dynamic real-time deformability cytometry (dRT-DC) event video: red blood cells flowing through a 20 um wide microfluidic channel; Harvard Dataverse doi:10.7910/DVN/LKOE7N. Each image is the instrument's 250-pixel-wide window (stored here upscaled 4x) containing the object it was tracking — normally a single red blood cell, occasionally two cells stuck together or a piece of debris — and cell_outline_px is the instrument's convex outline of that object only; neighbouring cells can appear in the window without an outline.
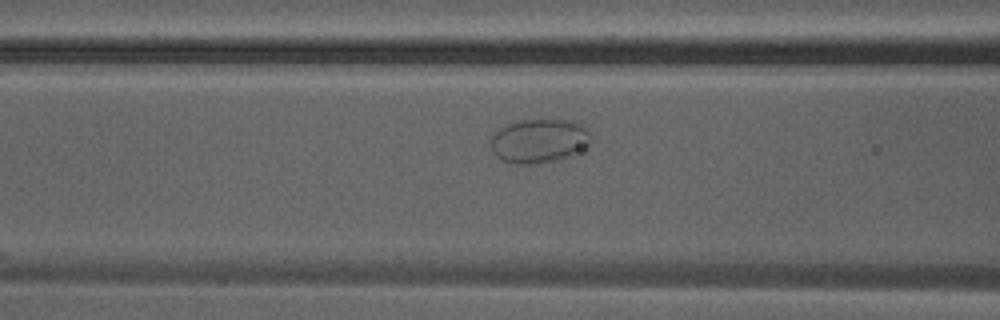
{"species": "Egyptian fruit bat (a non-hibernating species)", "species_latin": "Rousettus aegyptiacus", "temperature_condition": "warm", "stored_images_in_passage": 33, "camera_frame_rate_fps": 3000, "um_per_image_px": 0.085, "animal": {"sex": "male"}, "frame": {"image": 1, "passage_image": 9, "time_ms": 2.667, "image_size_px": [1000, 320], "cell_outline_px": [[592, 140], [588, 144], [568, 156], [536, 164], [516, 164], [504, 160], [496, 156], [492, 152], [488, 140], [500, 128], [508, 124], [520, 120], [572, 120], [580, 124], [588, 132]], "centroid_in_image_um": [45.76, 11.97], "position_along_channel_um": 120.8, "area_um2": 25.37}}
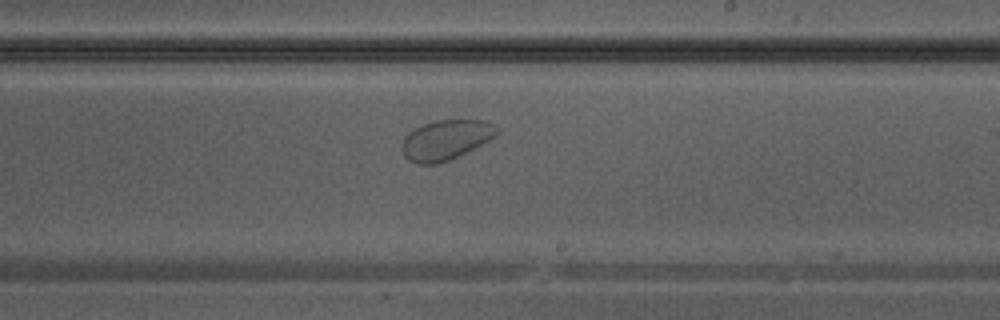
{"frame": {"image": 2, "passage_image": 17, "time_ms": 5.333, "image_size_px": [1000, 320], "cell_outline_px": [[500, 132], [496, 136], [448, 160], [436, 164], [416, 164], [408, 160], [404, 156], [404, 136], [408, 132], [420, 124], [436, 120], [484, 120], [496, 124]], "centroid_in_image_um": [37.89, 11.86], "position_along_channel_um": 251.1, "area_um2": 21.91}}
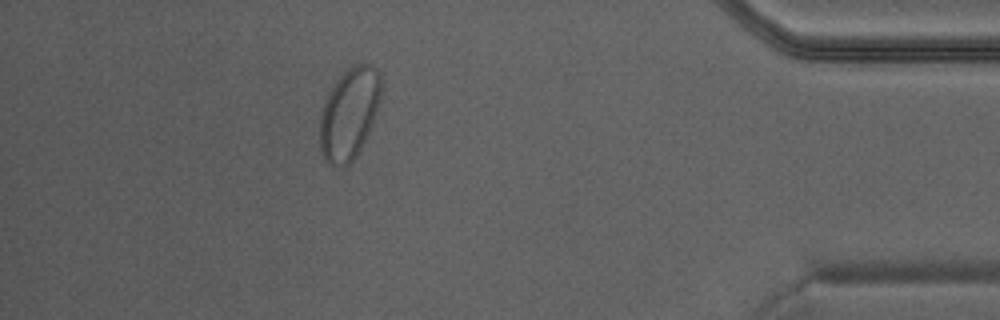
{"frame": {"image": 3, "passage_image": 29, "time_ms": 9.333, "image_size_px": [1000, 320], "cell_outline_px": [[380, 100], [372, 124], [356, 156], [348, 164], [340, 168], [328, 164], [324, 160], [320, 152], [320, 112], [324, 100], [328, 92], [336, 80], [352, 64], [368, 64], [376, 68], [380, 72]], "centroid_in_image_um": [29.65, 9.66], "position_along_channel_um": 405.6, "area_um2": 32.71}}